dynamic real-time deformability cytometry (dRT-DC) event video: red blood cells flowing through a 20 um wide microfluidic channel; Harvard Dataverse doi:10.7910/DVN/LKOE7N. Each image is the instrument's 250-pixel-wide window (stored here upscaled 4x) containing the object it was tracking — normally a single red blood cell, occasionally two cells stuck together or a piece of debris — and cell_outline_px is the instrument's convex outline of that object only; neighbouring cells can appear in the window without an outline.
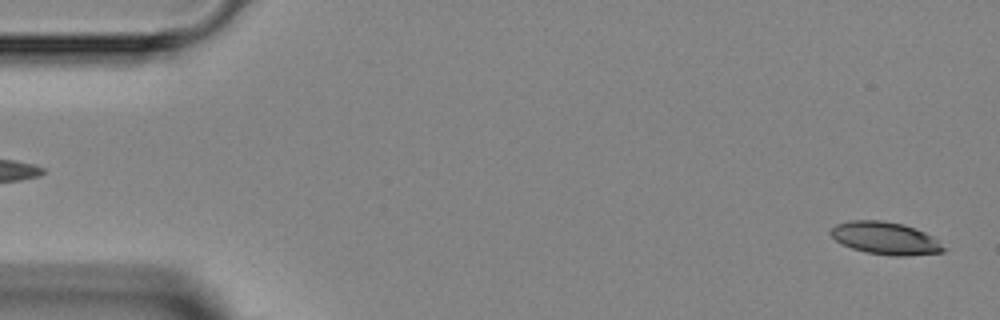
{"species": "Egyptian fruit bat (a non-hibernating species)", "species_latin": "Rousettus aegyptiacus", "temperature_condition": "room temperature", "stored_images_in_passage": 3, "segment_of_instrument_passage": [2, 2], "camera_frame_rate_fps": 3000, "um_per_image_px": 0.085, "animal": {"sex": "female"}, "frame": {"image": 1, "passage_image": 3, "time_ms": 3.0, "image_size_px": [1000, 320], "cell_outline_px": [[948, 248], [944, 252], [908, 256], [892, 256], [864, 252], [840, 244], [828, 232], [836, 224], [848, 220], [880, 220], [904, 224], [924, 232], [932, 236]], "centroid_in_image_um": [75.26, 20.25], "position_along_channel_um": 9.7, "area_um2": 21.68}}